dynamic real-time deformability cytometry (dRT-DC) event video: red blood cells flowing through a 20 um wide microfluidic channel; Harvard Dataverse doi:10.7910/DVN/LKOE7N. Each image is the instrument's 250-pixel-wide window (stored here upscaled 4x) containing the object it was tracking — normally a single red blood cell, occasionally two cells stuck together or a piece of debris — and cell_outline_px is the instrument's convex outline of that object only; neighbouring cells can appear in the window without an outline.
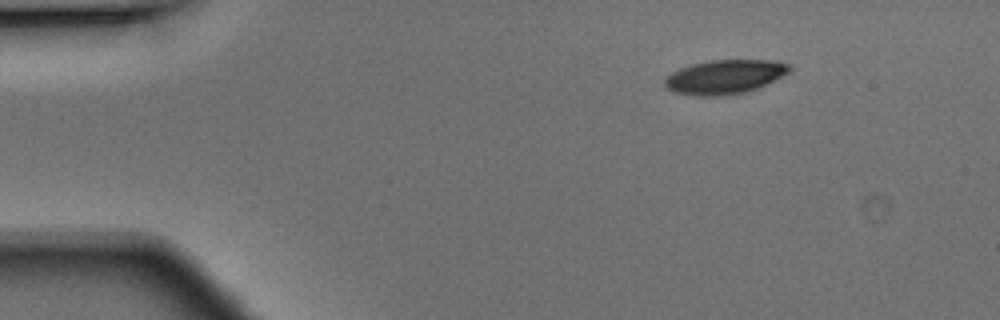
{"species": "Egyptian fruit bat (a non-hibernating species)", "species_latin": "Rousettus aegyptiacus", "temperature_condition": "warm", "stored_images_in_passage": 2, "camera_frame_rate_fps": 3000, "um_per_image_px": 0.085, "animal": {"sex": "male"}, "frame": {"image": 1, "passage_image": 1, "time_ms": 0.0, "image_size_px": [1000, 320], "cell_outline_px": [[792, 68], [788, 72], [756, 88], [744, 92], [720, 96], [692, 96], [676, 92], [668, 88], [664, 84], [664, 80], [672, 72], [680, 68], [692, 64], [712, 60], [780, 60], [792, 64]], "centroid_in_image_um": [61.61, 6.52], "position_along_channel_um": 23.4, "area_um2": 24.62}}